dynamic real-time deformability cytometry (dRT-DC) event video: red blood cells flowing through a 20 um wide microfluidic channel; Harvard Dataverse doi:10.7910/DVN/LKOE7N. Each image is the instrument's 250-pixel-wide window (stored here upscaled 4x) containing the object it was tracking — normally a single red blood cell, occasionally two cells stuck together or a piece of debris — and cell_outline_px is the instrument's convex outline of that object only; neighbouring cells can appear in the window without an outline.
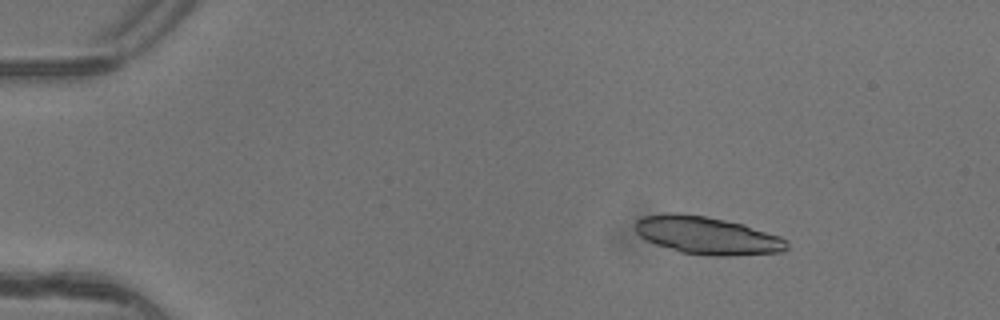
{"species": "common noctule bat (a hibernating species)", "species_latin": "Nyctalus noctula", "temperature_condition": "warm", "stored_images_in_passage": 4, "camera_frame_rate_fps": 3000, "um_per_image_px": 0.085, "animal": {"sex": "female"}, "frame": {"image": 1, "passage_image": 2, "time_ms": 0.333, "image_size_px": [1000, 320], "cell_outline_px": [[788, 248], [784, 252], [728, 256], [708, 256], [680, 252], [656, 244], [640, 236], [636, 232], [636, 220], [644, 216], [668, 212], [680, 212], [704, 216], [744, 224], [780, 236], [788, 240]], "centroid_in_image_um": [60.13, 20.01], "position_along_channel_um": 24.9, "area_um2": 33.52}}